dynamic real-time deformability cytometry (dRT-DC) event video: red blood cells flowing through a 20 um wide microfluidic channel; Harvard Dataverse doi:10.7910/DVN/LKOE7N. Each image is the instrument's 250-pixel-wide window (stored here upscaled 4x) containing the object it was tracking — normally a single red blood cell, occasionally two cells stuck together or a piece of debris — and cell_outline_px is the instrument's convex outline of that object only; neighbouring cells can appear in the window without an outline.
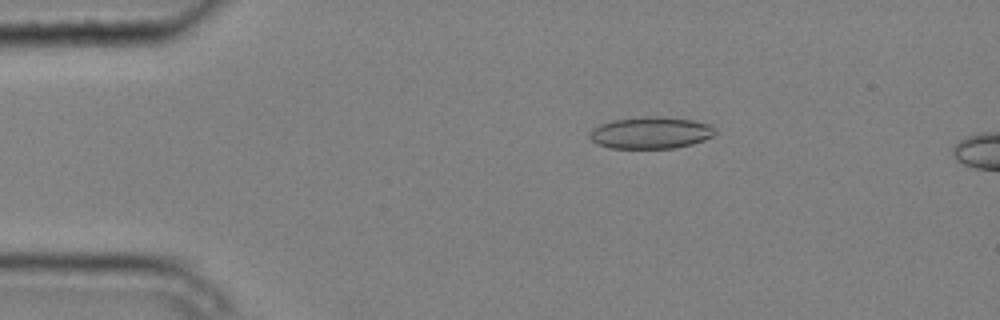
{"species": "common noctule bat (a hibernating species)", "species_latin": "Nyctalus noctula", "temperature_condition": "cold", "stored_images_in_passage": 5, "camera_frame_rate_fps": 3000, "um_per_image_px": 0.085, "animal": {"sex": "male", "body_mass_g": 20.4}, "frame": {"image": 1, "passage_image": 3, "time_ms": 0.667, "image_size_px": [1000, 320], "cell_outline_px": [[716, 132], [712, 136], [704, 140], [692, 144], [676, 148], [608, 148], [596, 144], [588, 136], [592, 128], [600, 124], [612, 120], [644, 116], [664, 116], [692, 120], [712, 124], [716, 128]], "centroid_in_image_um": [55.32, 11.28], "position_along_channel_um": 29.7, "area_um2": 23.64}}